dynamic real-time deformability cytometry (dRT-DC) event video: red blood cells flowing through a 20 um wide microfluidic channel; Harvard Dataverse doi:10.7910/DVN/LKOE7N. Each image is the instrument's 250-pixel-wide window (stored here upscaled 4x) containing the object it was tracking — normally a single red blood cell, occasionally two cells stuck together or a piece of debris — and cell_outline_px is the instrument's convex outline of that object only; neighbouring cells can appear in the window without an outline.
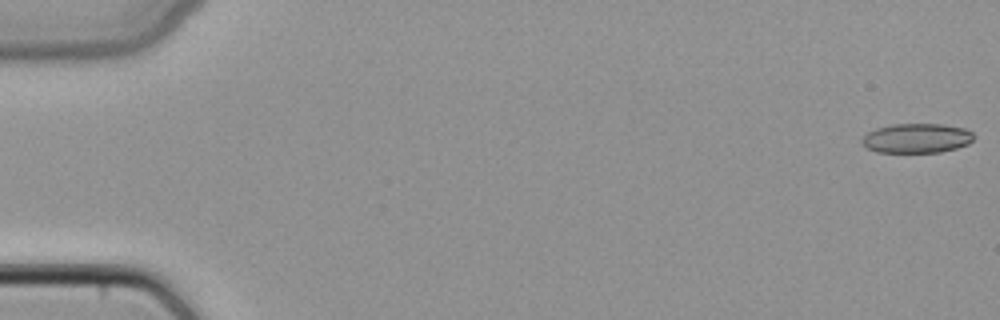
{"species": "common noctule bat (a hibernating species)", "species_latin": "Nyctalus noctula", "temperature_condition": "cold", "stored_images_in_passage": 20, "camera_frame_rate_fps": 3000, "um_per_image_px": 0.085, "animal": {"sex": "female", "body_mass_g": 22.7, "forearm_length_mm": 54.2}, "frame": {"image": 1, "passage_image": 1, "time_ms": 0.0, "image_size_px": [1000, 320], "cell_outline_px": [[976, 136], [968, 144], [956, 148], [940, 152], [876, 152], [860, 144], [860, 140], [868, 132], [876, 128], [892, 124], [944, 124], [964, 128], [972, 132]], "centroid_in_image_um": [77.91, 11.74], "position_along_channel_um": 7.1, "area_um2": 19.36}}
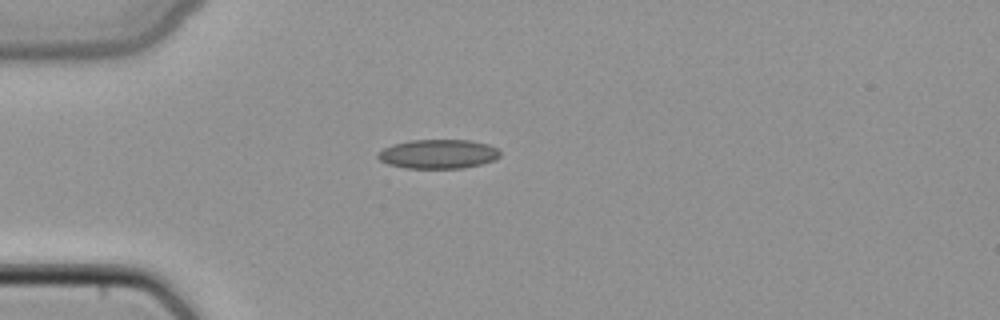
{"frame": {"image": 2, "passage_image": 14, "time_ms": 4.333, "image_size_px": [1000, 320], "cell_outline_px": [[500, 156], [496, 160], [464, 168], [404, 168], [388, 164], [380, 160], [376, 156], [376, 152], [392, 144], [412, 140], [468, 140], [488, 144], [496, 148], [500, 152]], "centroid_in_image_um": [37.23, 13.09], "position_along_channel_um": 47.8, "area_um2": 20.87}}
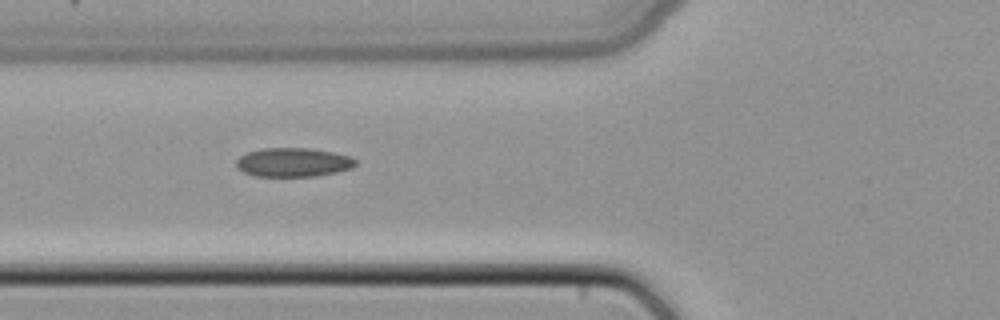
{"frame": {"image": 3, "passage_image": 19, "time_ms": 6.0, "image_size_px": [1000, 320], "cell_outline_px": [[356, 164], [352, 168], [336, 172], [316, 176], [256, 176], [244, 172], [236, 168], [236, 160], [240, 156], [248, 152], [264, 148], [308, 148], [332, 152], [352, 156], [356, 160]], "centroid_in_image_um": [24.93, 13.8], "position_along_channel_um": 100.9, "area_um2": 20.11}}